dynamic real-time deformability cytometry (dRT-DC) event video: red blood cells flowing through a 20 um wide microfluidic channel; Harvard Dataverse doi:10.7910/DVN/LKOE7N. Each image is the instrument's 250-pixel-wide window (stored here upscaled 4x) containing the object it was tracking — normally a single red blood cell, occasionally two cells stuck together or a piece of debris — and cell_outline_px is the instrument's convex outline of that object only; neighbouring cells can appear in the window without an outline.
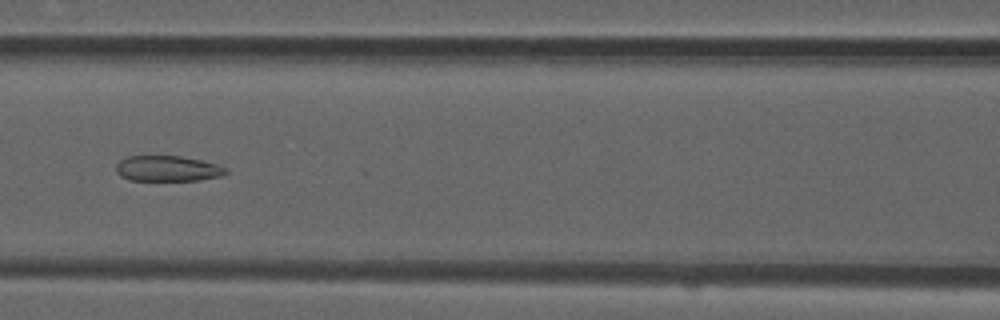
{"species": "common noctule bat (a hibernating species)", "species_latin": "Nyctalus noctula", "temperature_condition": "room temperature", "stored_images_in_passage": 50, "camera_frame_rate_fps": 3000, "um_per_image_px": 0.085, "animal": {"sex": "male", "forearm_length_mm": 52.5}, "frame": {"image": 1, "passage_image": 21, "time_ms": 6.667, "image_size_px": [1000, 320], "cell_outline_px": [[228, 172], [224, 176], [200, 180], [128, 180], [120, 176], [116, 172], [116, 164], [120, 160], [128, 156], [180, 156], [200, 160], [216, 164], [228, 168]], "centroid_in_image_um": [14.26, 14.33], "position_along_channel_um": 152.3, "area_um2": 16.47}}
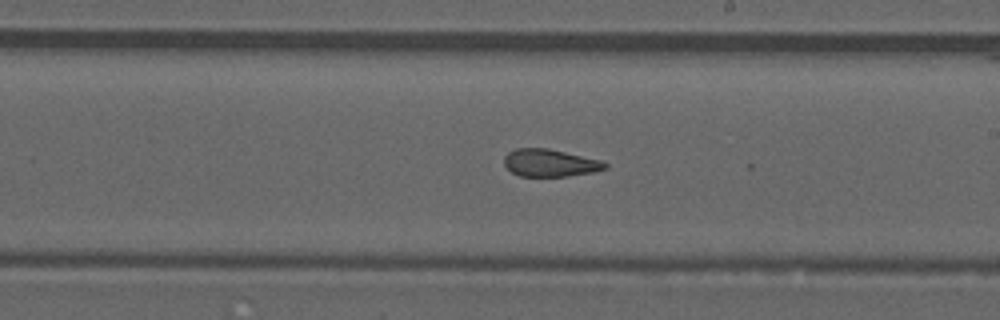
{"frame": {"image": 2, "passage_image": 28, "time_ms": 9.0, "image_size_px": [1000, 320], "cell_outline_px": [[608, 168], [592, 172], [568, 176], [520, 176], [512, 172], [504, 164], [504, 156], [508, 152], [516, 148], [548, 148], [600, 160], [608, 164]], "centroid_in_image_um": [46.74, 13.84], "position_along_channel_um": 242.3, "area_um2": 16.07}}
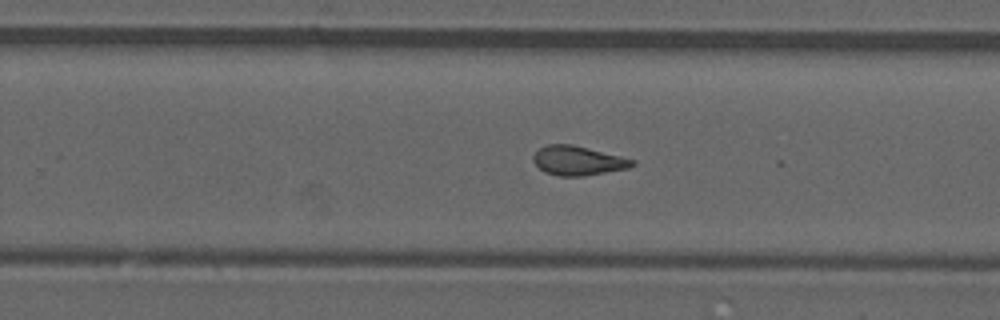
{"frame": {"image": 3, "passage_image": 31, "time_ms": 10.0, "image_size_px": [1000, 320], "cell_outline_px": [[636, 164], [628, 168], [584, 176], [556, 176], [544, 172], [532, 160], [532, 156], [540, 148], [548, 144], [572, 144], [636, 160]], "centroid_in_image_um": [49.12, 13.66], "position_along_channel_um": 280.7, "area_um2": 16.88}, "authors_computed_cell_mechanics": {"area_um2": 17.2822, "velocity_mm_per_s": 3.8705, "shape_relaxation_time_tau1_ms": null, "shape_relaxation_time_tau2_ms": 2.1412, "deformation_change_tau1": null, "deformation_change_tau2": 0.1055}}